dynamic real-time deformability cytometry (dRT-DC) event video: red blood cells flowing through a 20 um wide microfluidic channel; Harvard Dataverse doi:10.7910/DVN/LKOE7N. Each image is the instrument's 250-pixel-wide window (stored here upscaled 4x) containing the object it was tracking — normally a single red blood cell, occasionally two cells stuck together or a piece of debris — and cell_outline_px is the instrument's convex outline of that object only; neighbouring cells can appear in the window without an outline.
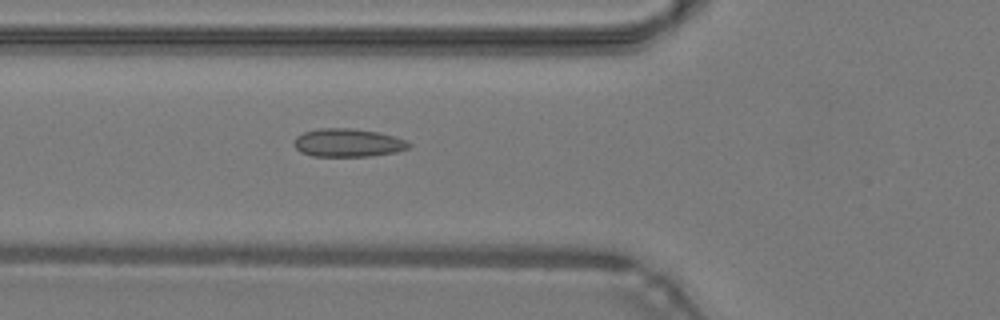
{"species": "common noctule bat (a hibernating species)", "species_latin": "Nyctalus noctula", "temperature_condition": "warm", "stored_images_in_passage": 48, "camera_frame_rate_fps": 3000, "um_per_image_px": 0.085, "animal": {"sex": "male", "body_mass_g": 19.2, "forearm_length_mm": 51.8}, "frame": {"image": 1, "passage_image": 18, "time_ms": 5.667, "image_size_px": [1000, 320], "cell_outline_px": [[412, 144], [408, 148], [396, 152], [368, 156], [312, 156], [300, 152], [296, 148], [296, 136], [304, 132], [320, 128], [348, 128], [376, 132], [392, 136], [404, 140]], "centroid_in_image_um": [29.56, 12.14], "position_along_channel_um": 96.2, "area_um2": 18.55}}
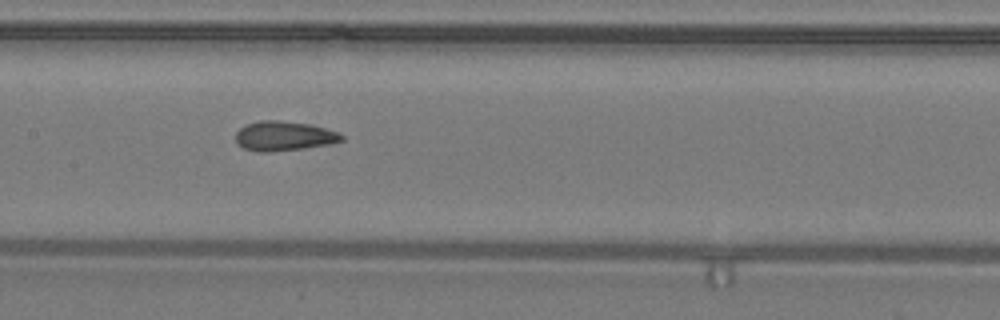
{"frame": {"image": 2, "passage_image": 24, "time_ms": 7.667, "image_size_px": [1000, 320], "cell_outline_px": [[344, 140], [328, 144], [272, 152], [260, 152], [244, 148], [236, 144], [236, 132], [240, 128], [248, 124], [260, 120], [280, 120], [308, 124], [340, 132], [344, 136]], "centroid_in_image_um": [24.12, 11.56], "position_along_channel_um": 183.3, "area_um2": 18.15}}
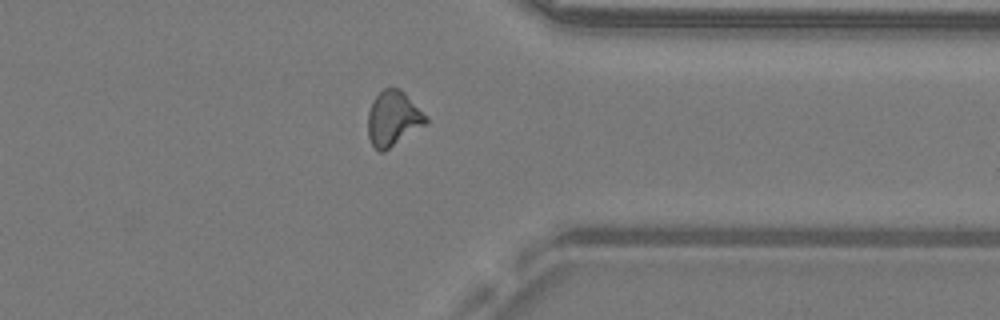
{"frame": {"image": 3, "passage_image": 38, "time_ms": 12.333, "image_size_px": [1000, 320], "cell_outline_px": [[428, 124], [384, 152], [380, 152], [372, 144], [368, 136], [368, 112], [376, 96], [384, 88], [400, 88], [428, 116]], "centroid_in_image_um": [33.46, 10.09], "position_along_channel_um": 377.9, "area_um2": 18.73}, "authors_computed_cell_mechanics": {"area_um2": 17.918, "velocity_mm_per_s": 4.3138, "shape_relaxation_time_tau1_ms": 9.5624, "shape_relaxation_time_tau2_ms": 1.8943, "deformation_change_tau1": 0.1963, "deformation_change_tau2": 0.0901}}